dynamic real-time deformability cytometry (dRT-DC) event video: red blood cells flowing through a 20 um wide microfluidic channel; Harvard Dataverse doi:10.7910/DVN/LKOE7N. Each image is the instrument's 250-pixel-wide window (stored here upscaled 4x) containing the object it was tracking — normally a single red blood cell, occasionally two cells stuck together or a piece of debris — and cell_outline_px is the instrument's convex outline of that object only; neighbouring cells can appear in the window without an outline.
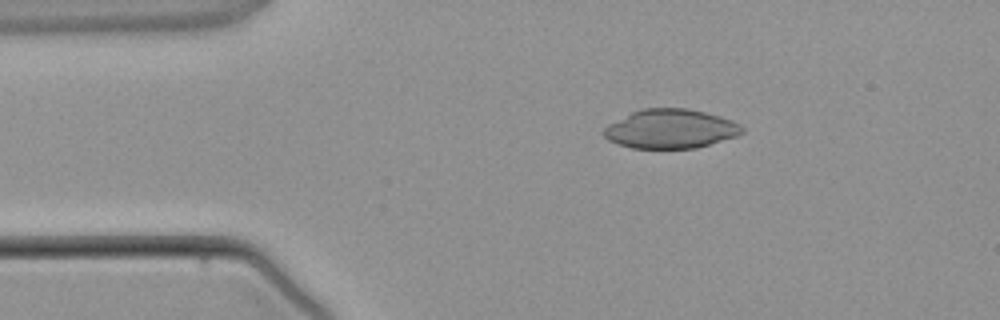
{"species": "common noctule bat (a hibernating species)", "species_latin": "Nyctalus noctula", "temperature_condition": "warm", "stored_images_in_passage": 3, "camera_frame_rate_fps": 3000, "um_per_image_px": 0.085, "animal": {"sex": "male", "body_mass_g": 21.5, "forearm_length_mm": 52.0}, "frame": {"image": 1, "passage_image": 2, "time_ms": 1.0, "image_size_px": [1000, 320], "cell_outline_px": [[744, 132], [736, 136], [696, 148], [632, 148], [608, 140], [604, 136], [604, 128], [608, 124], [640, 108], [688, 108], [720, 116], [732, 120], [740, 124], [744, 128]], "centroid_in_image_um": [57.01, 10.94], "position_along_channel_um": 28.0, "area_um2": 31.44}}